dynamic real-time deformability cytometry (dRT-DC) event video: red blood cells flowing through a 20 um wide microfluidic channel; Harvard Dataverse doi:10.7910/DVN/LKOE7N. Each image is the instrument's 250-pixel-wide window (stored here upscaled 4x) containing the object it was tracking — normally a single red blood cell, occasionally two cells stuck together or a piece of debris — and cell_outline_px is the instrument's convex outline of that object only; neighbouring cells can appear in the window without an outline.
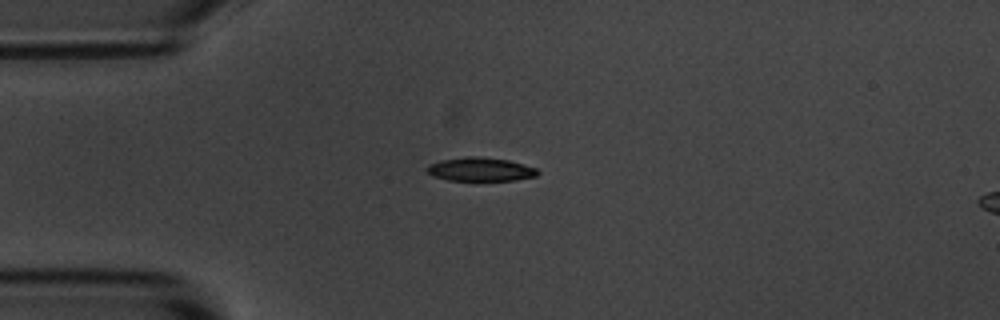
{"species": "common noctule bat (a hibernating species)", "species_latin": "Nyctalus noctula", "temperature_condition": "room temperature", "stored_images_in_passage": 4, "camera_frame_rate_fps": 3000, "um_per_image_px": 0.085, "animal": {"sex": "male", "body_mass_g": 20.1, "forearm_length_mm": 53.5}, "frame": {"image": 1, "passage_image": 2, "time_ms": 2.0, "image_size_px": [1000, 320], "cell_outline_px": [[540, 172], [536, 176], [516, 180], [448, 180], [432, 176], [424, 168], [428, 164], [440, 160], [468, 156], [480, 156], [508, 160], [536, 168]], "centroid_in_image_um": [40.8, 14.39], "position_along_channel_um": 44.2, "area_um2": 15.32}}